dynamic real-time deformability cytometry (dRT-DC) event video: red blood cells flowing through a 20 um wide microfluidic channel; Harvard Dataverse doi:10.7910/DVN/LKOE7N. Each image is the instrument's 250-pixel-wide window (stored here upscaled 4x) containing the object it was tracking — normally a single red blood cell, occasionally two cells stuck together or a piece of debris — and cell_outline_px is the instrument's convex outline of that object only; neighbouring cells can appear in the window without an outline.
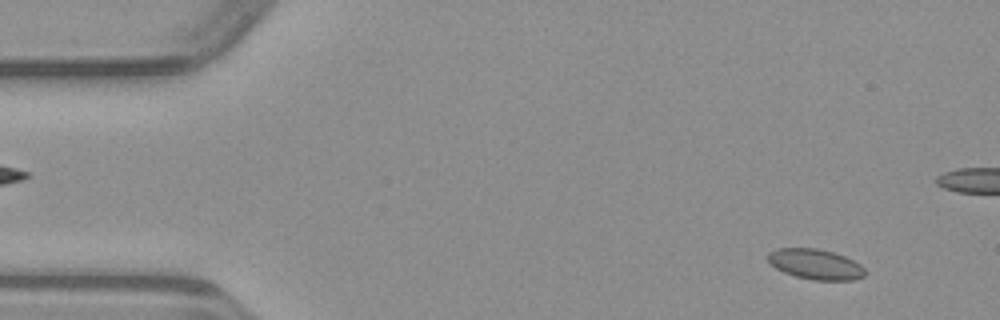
{"species": "common noctule bat (a hibernating species)", "species_latin": "Nyctalus noctula", "temperature_condition": "warm", "stored_images_in_passage": 50, "camera_frame_rate_fps": 3000, "um_per_image_px": 0.085, "animal": {"sex": "male", "body_mass_g": 23.1, "forearm_length_mm": 52.7}, "frame": {"image": 1, "passage_image": 4, "time_ms": 1.0, "image_size_px": [1000, 320], "cell_outline_px": [[868, 272], [864, 276], [852, 280], [812, 280], [796, 276], [784, 272], [768, 264], [764, 256], [768, 252], [776, 248], [816, 248], [832, 252], [844, 256], [860, 264]], "centroid_in_image_um": [69.26, 22.45], "position_along_channel_um": 15.7, "area_um2": 17.4}}
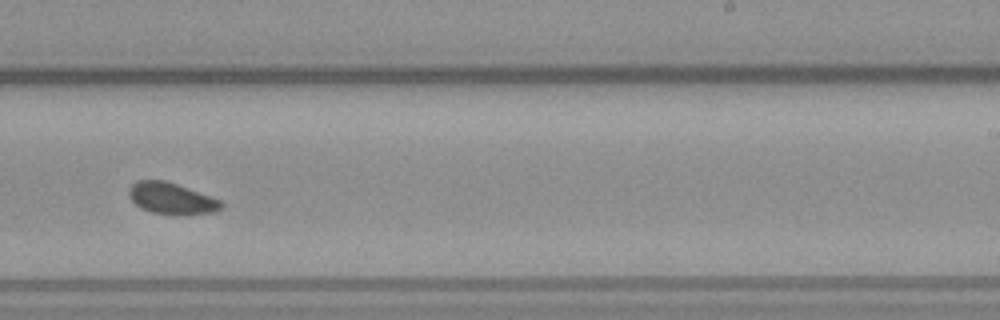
{"frame": {"image": 2, "passage_image": 30, "time_ms": 9.667, "image_size_px": [1000, 320], "cell_outline_px": [[224, 204], [220, 208], [212, 212], [188, 216], [184, 216], [152, 212], [140, 208], [128, 196], [128, 188], [136, 180], [164, 180], [176, 184], [220, 200]], "centroid_in_image_um": [14.54, 16.88], "position_along_channel_um": 274.5, "area_um2": 16.94}}
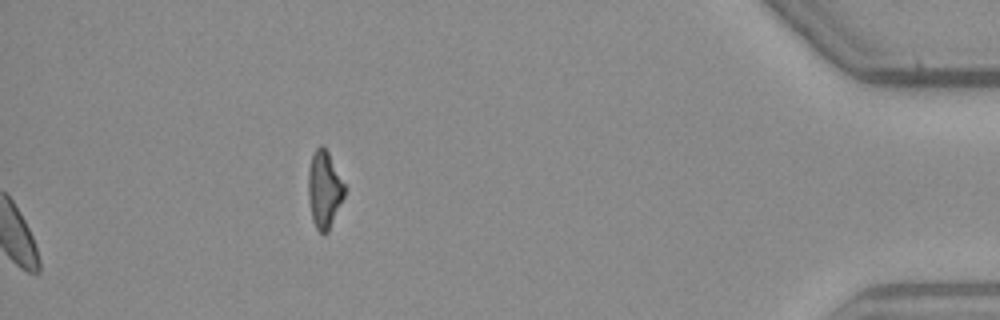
{"frame": {"image": 3, "passage_image": 50, "time_ms": 16.333, "image_size_px": [1000, 320], "cell_outline_px": [[348, 188], [328, 232], [324, 236], [316, 228], [312, 220], [308, 196], [308, 168], [312, 152], [320, 144], [328, 152]], "centroid_in_image_um": [27.57, 16.1], "position_along_channel_um": 407.6, "area_um2": 16.7}}